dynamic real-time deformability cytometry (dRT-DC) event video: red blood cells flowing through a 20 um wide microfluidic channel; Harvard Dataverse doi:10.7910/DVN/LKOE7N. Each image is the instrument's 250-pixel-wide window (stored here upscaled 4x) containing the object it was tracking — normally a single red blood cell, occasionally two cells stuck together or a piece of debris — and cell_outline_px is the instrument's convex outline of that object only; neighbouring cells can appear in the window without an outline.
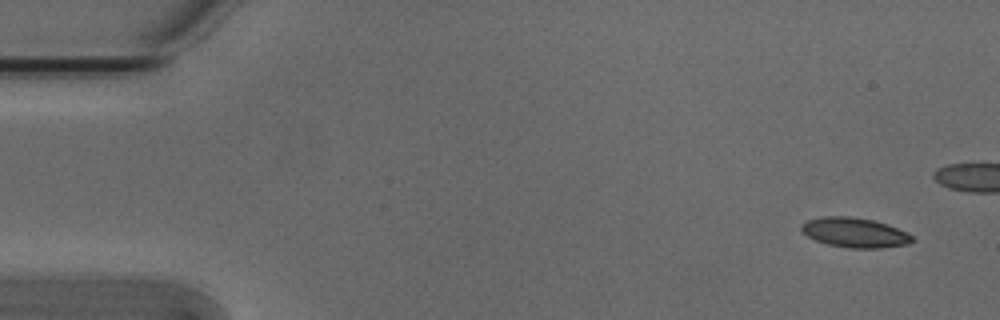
{"species": "Egyptian fruit bat (a non-hibernating species)", "species_latin": "Rousettus aegyptiacus", "temperature_condition": "cold", "stored_images_in_passage": 5, "camera_frame_rate_fps": 3000, "um_per_image_px": 0.085, "animal": {"sex": "male"}, "frame": {"image": 1, "passage_image": 1, "time_ms": 0.0, "image_size_px": [1000, 320], "cell_outline_px": [[916, 240], [908, 244], [880, 248], [848, 248], [828, 244], [816, 240], [808, 236], [800, 228], [800, 224], [808, 220], [824, 216], [848, 216], [872, 220], [888, 224], [908, 232]], "centroid_in_image_um": [72.69, 19.77], "position_along_channel_um": 12.3, "area_um2": 19.25}}